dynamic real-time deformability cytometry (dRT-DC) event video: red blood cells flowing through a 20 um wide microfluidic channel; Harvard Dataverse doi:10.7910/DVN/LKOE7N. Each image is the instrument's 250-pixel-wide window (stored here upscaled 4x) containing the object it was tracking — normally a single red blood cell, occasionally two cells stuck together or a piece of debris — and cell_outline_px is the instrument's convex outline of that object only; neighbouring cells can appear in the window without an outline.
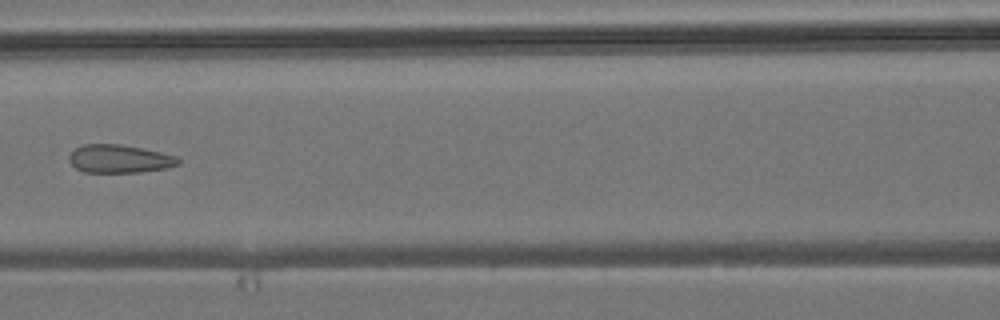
{"species": "common noctule bat (a hibernating species)", "species_latin": "Nyctalus noctula", "temperature_condition": "room temperature", "stored_images_in_passage": 7, "camera_frame_rate_fps": 3000, "um_per_image_px": 0.085, "animal": {"sex": "male", "body_mass_g": 19.2, "forearm_length_mm": 51.8}, "frame": {"image": 1, "passage_image": 6, "time_ms": 6.0, "image_size_px": [1000, 320], "cell_outline_px": [[180, 164], [168, 168], [140, 172], [84, 172], [76, 168], [68, 160], [68, 156], [76, 148], [84, 144], [120, 144], [160, 152], [176, 156], [180, 160]], "centroid_in_image_um": [10.16, 13.5], "position_along_channel_um": 156.4, "area_um2": 17.86}}
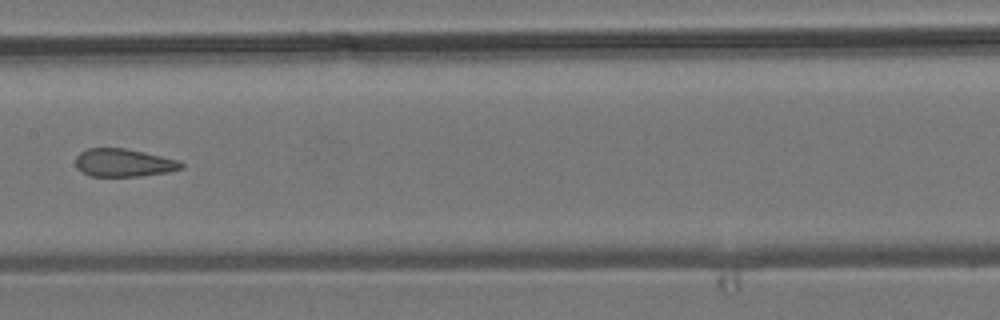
{"frame": {"image": 2, "passage_image": 7, "time_ms": 7.0, "image_size_px": [1000, 320], "cell_outline_px": [[184, 168], [168, 172], [140, 176], [92, 176], [76, 168], [76, 156], [80, 152], [88, 148], [124, 148], [144, 152], [180, 160], [184, 164]], "centroid_in_image_um": [10.54, 13.83], "position_along_channel_um": 196.9, "area_um2": 17.22}}